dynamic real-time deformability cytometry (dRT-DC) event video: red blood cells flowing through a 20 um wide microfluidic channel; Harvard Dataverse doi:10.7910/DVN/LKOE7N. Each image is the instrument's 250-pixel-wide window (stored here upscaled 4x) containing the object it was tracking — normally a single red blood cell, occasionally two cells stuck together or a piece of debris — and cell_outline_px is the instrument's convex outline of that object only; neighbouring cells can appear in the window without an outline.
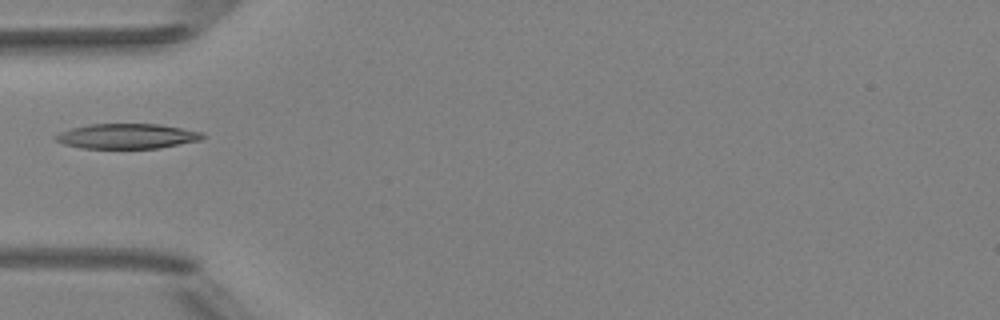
{"species": "Egyptian fruit bat (a non-hibernating species)", "species_latin": "Rousettus aegyptiacus", "temperature_condition": "room temperature", "stored_images_in_passage": 4, "camera_frame_rate_fps": 3000, "um_per_image_px": 0.085, "animal": {"sex": "female"}, "frame": {"image": 1, "passage_image": 3, "time_ms": 3.333, "image_size_px": [1000, 320], "cell_outline_px": [[204, 136], [200, 140], [160, 148], [80, 148], [64, 144], [56, 140], [52, 136], [60, 132], [72, 128], [88, 124], [160, 124], [204, 132]], "centroid_in_image_um": [10.79, 11.57], "position_along_channel_um": 74.2, "area_um2": 21.44}}
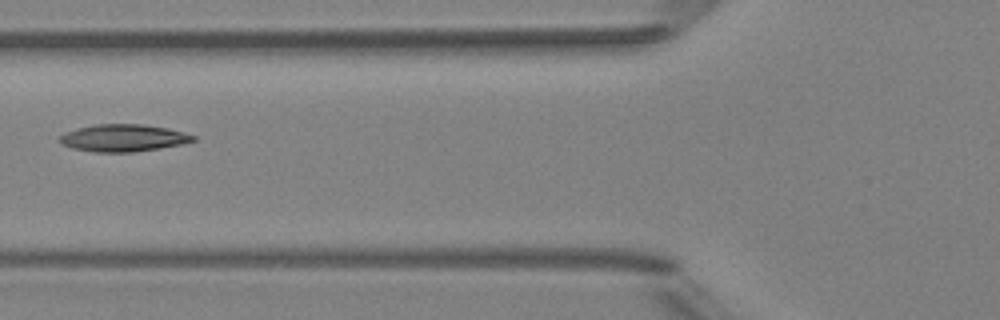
{"frame": {"image": 2, "passage_image": 4, "time_ms": 4.333, "image_size_px": [1000, 320], "cell_outline_px": [[196, 140], [180, 144], [132, 152], [92, 152], [72, 148], [60, 144], [56, 140], [64, 132], [76, 128], [96, 124], [144, 124], [168, 128], [196, 136]], "centroid_in_image_um": [10.4, 11.72], "position_along_channel_um": 115.4, "area_um2": 21.21}}